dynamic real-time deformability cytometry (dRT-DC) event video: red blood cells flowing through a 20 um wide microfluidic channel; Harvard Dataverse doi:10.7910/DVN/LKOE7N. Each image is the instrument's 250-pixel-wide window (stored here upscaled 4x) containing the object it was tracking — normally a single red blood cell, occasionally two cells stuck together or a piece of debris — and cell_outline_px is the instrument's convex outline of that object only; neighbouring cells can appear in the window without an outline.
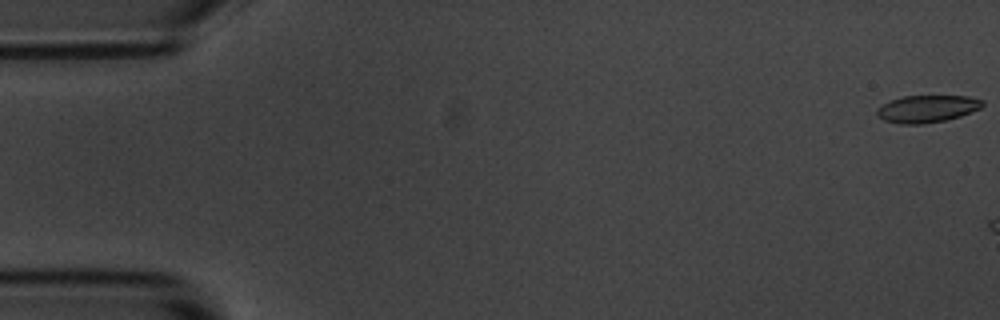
{"species": "common noctule bat (a hibernating species)", "species_latin": "Nyctalus noctula", "temperature_condition": "room temperature", "stored_images_in_passage": 3, "camera_frame_rate_fps": 3000, "um_per_image_px": 0.085, "animal": {"sex": "male", "body_mass_g": 20.1, "forearm_length_mm": 53.5}, "frame": {"image": 1, "passage_image": 1, "time_ms": 0.0, "image_size_px": [1000, 320], "cell_outline_px": [[984, 104], [980, 108], [960, 116], [944, 120], [924, 124], [900, 124], [884, 120], [876, 116], [876, 108], [892, 100], [904, 96], [968, 96], [984, 100]], "centroid_in_image_um": [78.79, 9.25], "position_along_channel_um": 6.2, "area_um2": 16.7}}